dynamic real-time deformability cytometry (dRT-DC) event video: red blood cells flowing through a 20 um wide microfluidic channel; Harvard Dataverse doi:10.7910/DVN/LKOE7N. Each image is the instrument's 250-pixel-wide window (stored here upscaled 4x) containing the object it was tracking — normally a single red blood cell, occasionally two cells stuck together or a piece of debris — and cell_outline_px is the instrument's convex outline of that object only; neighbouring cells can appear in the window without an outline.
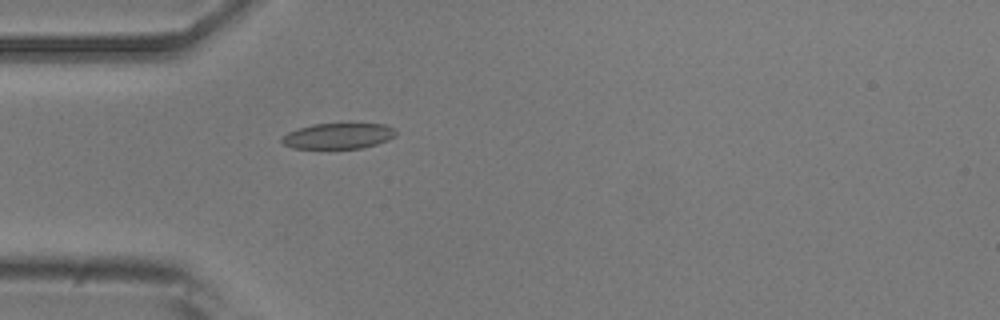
{"species": "common noctule bat (a hibernating species)", "species_latin": "Nyctalus noctula", "temperature_condition": "room temperature", "stored_images_in_passage": 27, "camera_frame_rate_fps": 3000, "um_per_image_px": 0.085, "animal": {"sex": "male", "body_mass_g": 20.5, "forearm_length_mm": 52.5}, "frame": {"image": 1, "passage_image": 1, "time_ms": 0.0, "image_size_px": [1000, 320], "cell_outline_px": [[396, 136], [388, 140], [364, 148], [292, 148], [284, 144], [280, 140], [288, 132], [312, 124], [384, 124], [396, 128]], "centroid_in_image_um": [28.79, 11.56], "position_along_channel_um": 56.2, "area_um2": 16.99}}
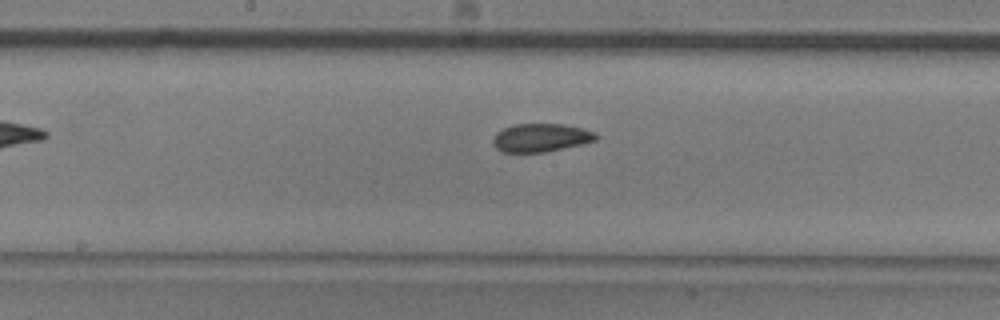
{"frame": {"image": 2, "passage_image": 13, "time_ms": 4.0, "image_size_px": [1000, 320], "cell_outline_px": [[600, 136], [596, 140], [580, 144], [544, 152], [504, 152], [496, 148], [492, 144], [492, 140], [496, 132], [512, 124], [564, 124], [584, 128], [596, 132]], "centroid_in_image_um": [45.98, 11.69], "position_along_channel_um": 202.2, "area_um2": 17.05}}
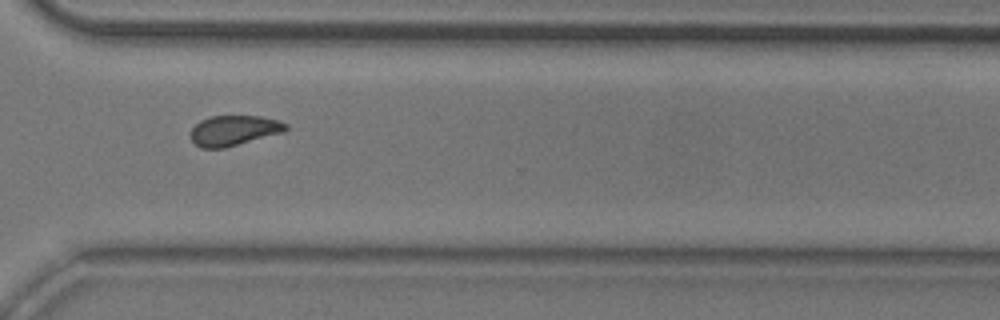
{"frame": {"image": 3, "passage_image": 25, "time_ms": 8.0, "image_size_px": [1000, 320], "cell_outline_px": [[288, 128], [284, 132], [224, 148], [200, 148], [192, 140], [192, 128], [200, 120], [212, 116], [260, 116], [280, 120], [288, 124]], "centroid_in_image_um": [19.92, 11.08], "position_along_channel_um": 350.7, "area_um2": 16.7}, "authors_computed_cell_mechanics": {"area_um2": 16.9354, "velocity_mm_per_s": 3.7246, "shape_relaxation_time_tau1_ms": 4.1826, "shape_relaxation_time_tau2_ms": 2.3154, "deformation_change_tau1": 0.1038, "deformation_change_tau2": 0.0684}}